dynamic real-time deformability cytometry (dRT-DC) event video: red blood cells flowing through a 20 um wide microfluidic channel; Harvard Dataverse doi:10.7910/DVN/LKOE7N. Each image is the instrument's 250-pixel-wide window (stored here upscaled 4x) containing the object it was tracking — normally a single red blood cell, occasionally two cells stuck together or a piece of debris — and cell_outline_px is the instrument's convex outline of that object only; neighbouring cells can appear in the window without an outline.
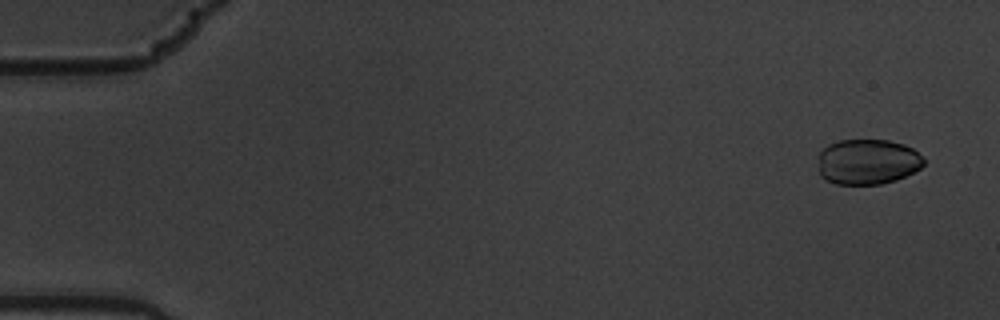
{"species": "common noctule bat (a hibernating species)", "species_latin": "Nyctalus noctula", "temperature_condition": "warm", "stored_images_in_passage": 6, "camera_frame_rate_fps": 3000, "um_per_image_px": 0.085, "animal": {"sex": "male", "body_mass_g": 19.5, "forearm_length_mm": 54.6}, "frame": {"image": 1, "passage_image": 1, "time_ms": 0.0, "image_size_px": [1000, 320], "cell_outline_px": [[924, 164], [920, 168], [896, 180], [880, 184], [836, 184], [824, 180], [820, 176], [820, 152], [828, 144], [840, 140], [888, 140], [904, 144], [912, 148], [924, 160]], "centroid_in_image_um": [73.73, 13.75], "position_along_channel_um": 11.3, "area_um2": 27.8}}